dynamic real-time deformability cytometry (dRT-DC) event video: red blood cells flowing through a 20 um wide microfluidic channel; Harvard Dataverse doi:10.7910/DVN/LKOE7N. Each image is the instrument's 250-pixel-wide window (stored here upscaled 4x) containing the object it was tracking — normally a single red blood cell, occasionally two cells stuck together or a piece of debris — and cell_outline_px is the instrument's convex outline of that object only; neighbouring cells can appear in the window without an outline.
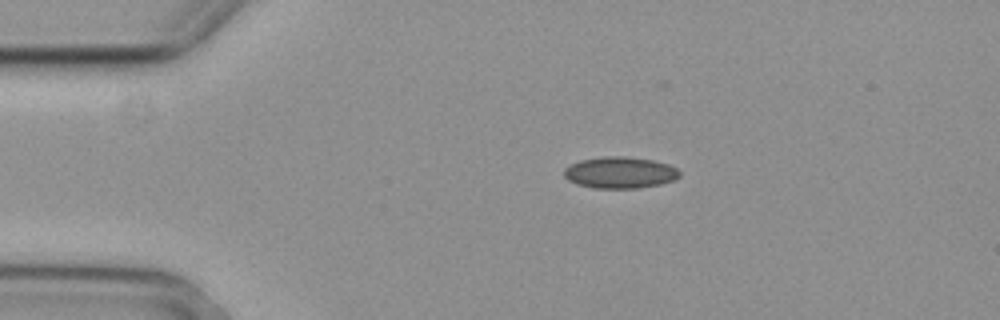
{"species": "common noctule bat (a hibernating species)", "species_latin": "Nyctalus noctula", "temperature_condition": "cold", "stored_images_in_passage": 3, "camera_frame_rate_fps": 3000, "um_per_image_px": 0.085, "animal": {"sex": "female", "body_mass_g": 29.2, "forearm_length_mm": 56.3}, "frame": {"image": 1, "passage_image": 1, "time_ms": 0.0, "image_size_px": [1000, 320], "cell_outline_px": [[680, 176], [672, 180], [660, 184], [636, 188], [596, 188], [576, 184], [568, 180], [564, 176], [564, 168], [580, 160], [604, 156], [624, 156], [652, 160], [668, 164], [676, 168], [680, 172]], "centroid_in_image_um": [52.68, 14.66], "position_along_channel_um": 32.3, "area_um2": 21.1}}